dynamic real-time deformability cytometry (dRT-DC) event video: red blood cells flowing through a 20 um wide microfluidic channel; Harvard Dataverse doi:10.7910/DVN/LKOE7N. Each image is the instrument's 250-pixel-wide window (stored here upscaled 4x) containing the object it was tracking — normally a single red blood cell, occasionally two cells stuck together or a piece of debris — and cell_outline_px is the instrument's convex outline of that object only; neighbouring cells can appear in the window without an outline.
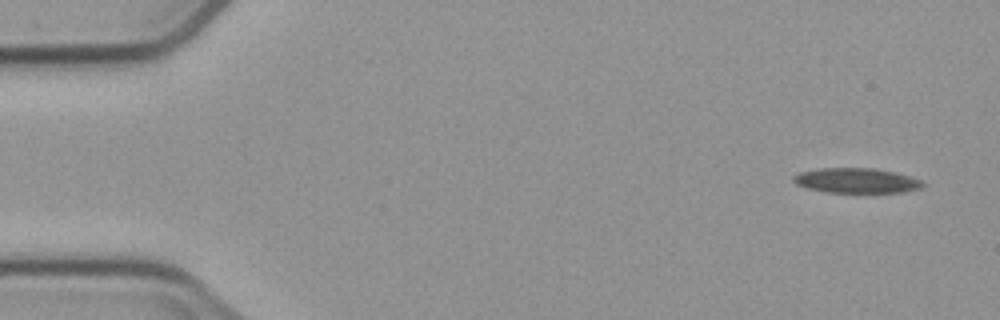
{"species": "common noctule bat (a hibernating species)", "species_latin": "Nyctalus noctula", "temperature_condition": "cold", "stored_images_in_passage": 5, "camera_frame_rate_fps": 3000, "um_per_image_px": 0.085, "animal": {"sex": "male", "body_mass_g": 23.1, "forearm_length_mm": 52.7}, "frame": {"image": 1, "passage_image": 1, "time_ms": 0.0, "image_size_px": [1000, 320], "cell_outline_px": [[924, 184], [920, 188], [904, 192], [828, 192], [808, 188], [796, 184], [792, 180], [792, 176], [800, 172], [820, 168], [872, 168], [896, 172], [924, 180]], "centroid_in_image_um": [72.81, 15.34], "position_along_channel_um": 12.2, "area_um2": 18.79}}